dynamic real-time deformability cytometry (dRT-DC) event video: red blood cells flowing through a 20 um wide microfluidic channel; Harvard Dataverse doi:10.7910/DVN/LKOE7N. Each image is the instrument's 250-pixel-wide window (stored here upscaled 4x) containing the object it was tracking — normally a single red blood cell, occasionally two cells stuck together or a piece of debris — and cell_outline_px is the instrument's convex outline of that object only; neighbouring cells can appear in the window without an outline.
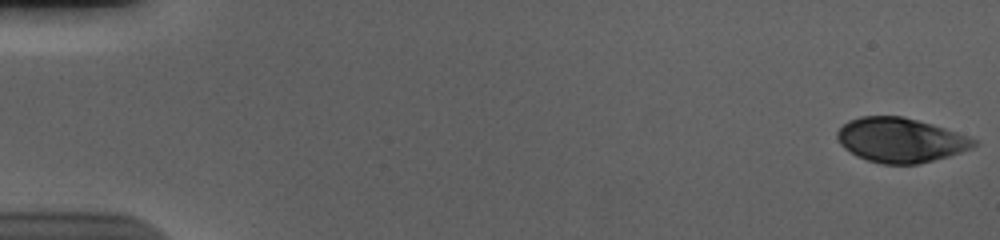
{"species": "human", "species_latin": "Homo sapiens", "temperature_condition": "cold", "stored_images_in_passage": 56, "camera_frame_rate_fps": 3000, "um_per_image_px": 0.085, "donor": {"sex": "male"}, "frame": {"image": 1, "passage_image": 1, "time_ms": 0.0, "image_size_px": [1000, 240], "cell_outline_px": [[980, 144], [972, 148], [948, 156], [916, 164], [884, 164], [868, 160], [856, 156], [844, 148], [840, 144], [836, 136], [836, 132], [848, 120], [860, 116], [900, 116], [932, 124], [968, 136], [976, 140]], "centroid_in_image_um": [76.52, 11.9], "position_along_channel_um": 8.5, "area_um2": 35.26}}
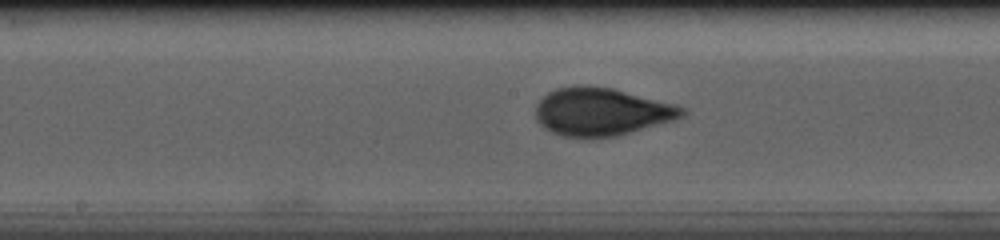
{"frame": {"image": 2, "passage_image": 30, "time_ms": 9.667, "image_size_px": [1000, 240], "cell_outline_px": [[688, 112], [684, 116], [676, 120], [616, 136], [560, 136], [544, 128], [536, 120], [536, 104], [548, 92], [556, 88], [612, 88], [676, 104], [688, 108]], "centroid_in_image_um": [51.19, 9.52], "position_along_channel_um": 197.0, "area_um2": 40.17}}
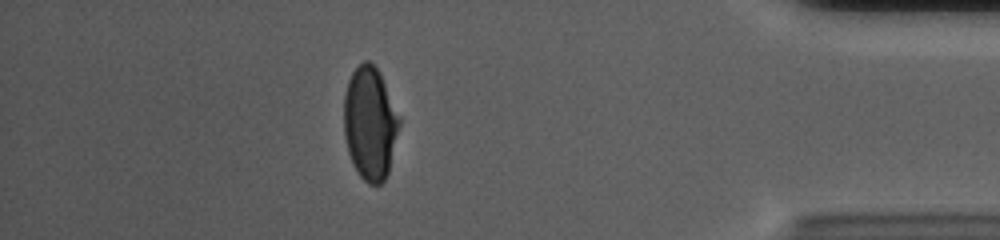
{"frame": {"image": 3, "passage_image": 50, "time_ms": 16.333, "image_size_px": [1000, 240], "cell_outline_px": [[400, 124], [388, 172], [384, 180], [380, 184], [368, 184], [360, 176], [348, 152], [344, 132], [344, 96], [348, 80], [352, 72], [364, 60], [368, 60], [380, 72], [400, 116]], "centroid_in_image_um": [31.45, 10.45], "position_along_channel_um": 403.7, "area_um2": 36.36}, "authors_computed_cell_mechanics": {"area_um2": 39.4485, "velocity_mm_per_s": 3.6839, "shape_relaxation_time_tau1_ms": 4.7747, "shape_relaxation_time_tau2_ms": null, "deformation_change_tau1": 0.1546, "deformation_change_tau2": null}}